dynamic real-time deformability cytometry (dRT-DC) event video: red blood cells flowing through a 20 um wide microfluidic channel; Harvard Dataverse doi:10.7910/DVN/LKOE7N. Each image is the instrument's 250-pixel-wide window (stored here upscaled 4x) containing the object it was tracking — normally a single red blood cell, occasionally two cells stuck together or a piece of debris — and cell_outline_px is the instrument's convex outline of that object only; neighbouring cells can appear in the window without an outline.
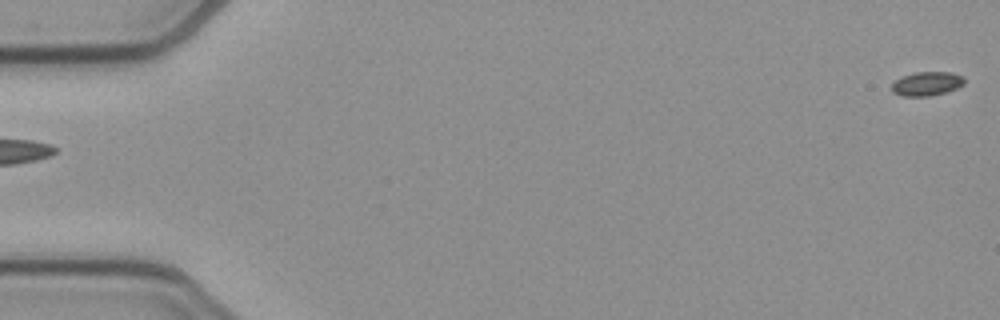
{"species": "common noctule bat (a hibernating species)", "species_latin": "Nyctalus noctula", "temperature_condition": "cold", "stored_images_in_passage": 54, "camera_frame_rate_fps": 3000, "um_per_image_px": 0.085, "animal": {"sex": "female", "body_mass_g": 21.9}, "frame": {"image": 1, "passage_image": 1, "time_ms": 0.0, "image_size_px": [1000, 320], "cell_outline_px": [[964, 84], [948, 92], [928, 96], [900, 96], [892, 92], [892, 84], [896, 80], [904, 76], [916, 72], [952, 72], [964, 76]], "centroid_in_image_um": [78.8, 7.12], "position_along_channel_um": 6.2, "area_um2": 10.17}}
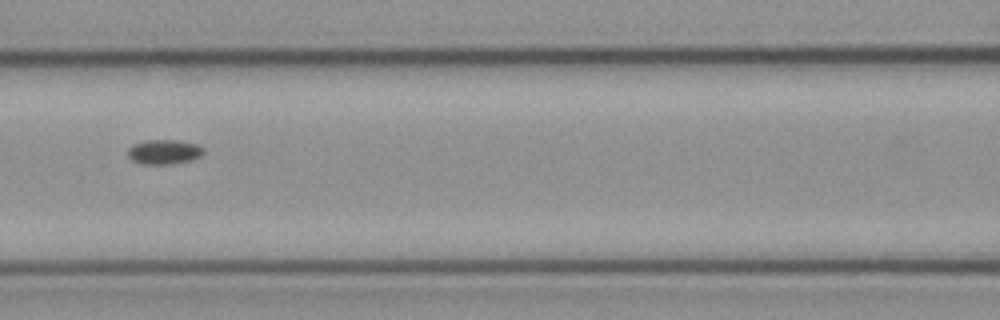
{"frame": {"image": 2, "passage_image": 24, "time_ms": 7.667, "image_size_px": [1000, 320], "cell_outline_px": [[204, 152], [200, 156], [192, 160], [172, 164], [144, 164], [132, 160], [128, 156], [128, 148], [132, 144], [144, 140], [176, 140], [196, 144], [204, 148]], "centroid_in_image_um": [13.94, 12.9], "position_along_channel_um": 152.7, "area_um2": 10.92}}
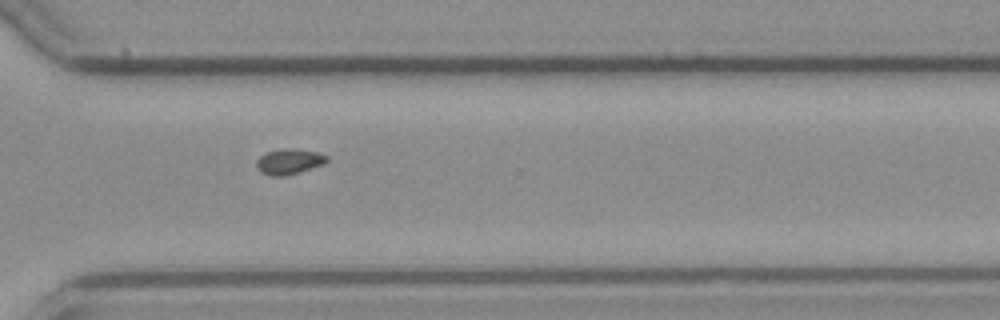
{"frame": {"image": 3, "passage_image": 39, "time_ms": 12.667, "image_size_px": [1000, 320], "cell_outline_px": [[328, 160], [324, 164], [284, 176], [268, 176], [260, 172], [256, 168], [256, 160], [264, 152], [280, 148], [288, 148], [316, 152], [328, 156]], "centroid_in_image_um": [24.51, 13.73], "position_along_channel_um": 346.1, "area_um2": 10.52}}